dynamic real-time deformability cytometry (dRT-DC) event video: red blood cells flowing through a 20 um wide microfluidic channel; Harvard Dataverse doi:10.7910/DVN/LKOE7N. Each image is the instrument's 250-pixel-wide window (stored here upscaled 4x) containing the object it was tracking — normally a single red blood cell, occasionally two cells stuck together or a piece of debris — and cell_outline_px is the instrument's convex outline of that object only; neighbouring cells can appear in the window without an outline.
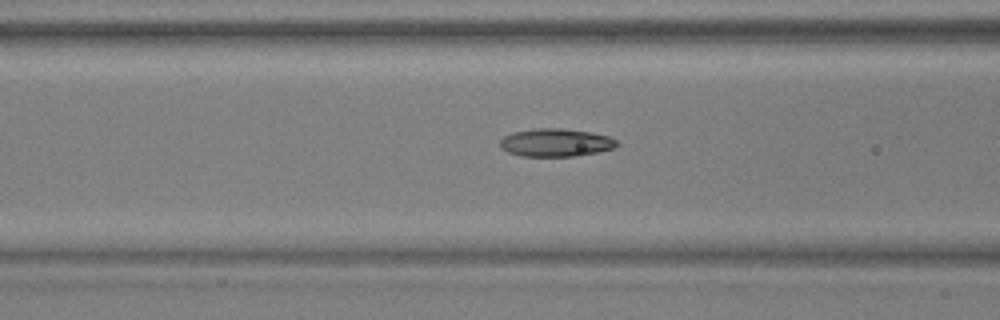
{"species": "common noctule bat (a hibernating species)", "species_latin": "Nyctalus noctula", "temperature_condition": "warm", "stored_images_in_passage": 47, "camera_frame_rate_fps": 3000, "um_per_image_px": 0.085, "animal": {"sex": "male", "body_mass_g": 17.9, "forearm_length_mm": 54.2}, "frame": {"image": 1, "passage_image": 16, "time_ms": 5.0, "image_size_px": [1000, 320], "cell_outline_px": [[620, 144], [612, 148], [596, 152], [576, 156], [520, 156], [508, 152], [500, 148], [500, 140], [504, 136], [512, 132], [536, 128], [560, 128], [592, 132], [608, 136], [616, 140]], "centroid_in_image_um": [47.21, 12.11], "position_along_channel_um": 119.4, "area_um2": 19.07}}
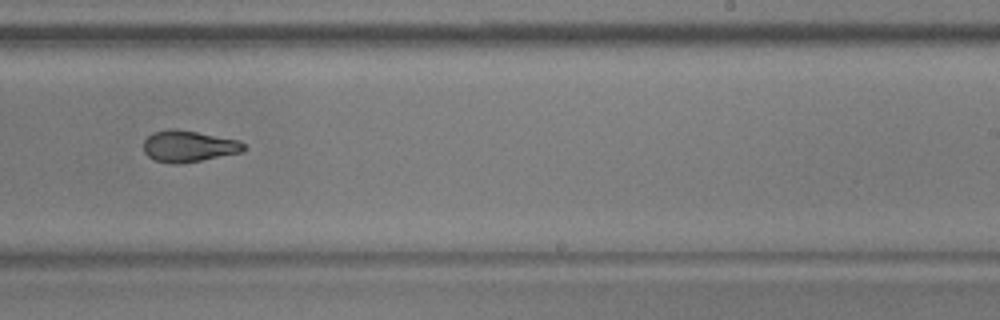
{"frame": {"image": 2, "passage_image": 28, "time_ms": 9.0, "image_size_px": [1000, 320], "cell_outline_px": [[244, 148], [240, 152], [180, 164], [172, 164], [152, 160], [144, 152], [144, 140], [152, 132], [168, 128], [176, 128], [240, 140], [244, 144]], "centroid_in_image_um": [15.97, 12.42], "position_along_channel_um": 273.0, "area_um2": 18.38}}
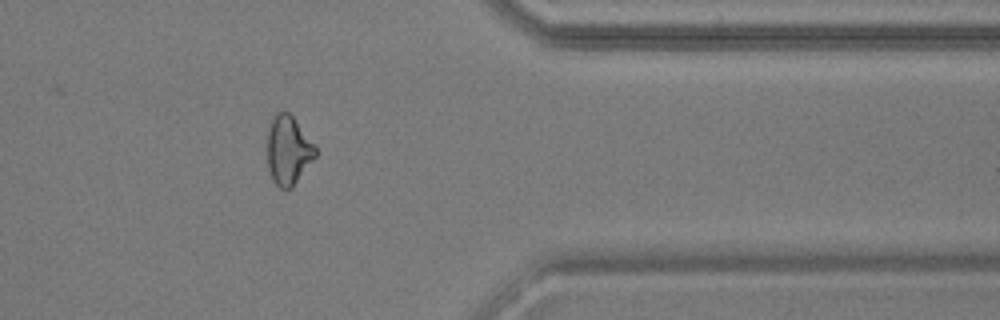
{"frame": {"image": 3, "passage_image": 38, "time_ms": 12.333, "image_size_px": [1000, 320], "cell_outline_px": [[316, 156], [292, 188], [280, 188], [272, 180], [268, 168], [268, 128], [272, 116], [276, 112], [288, 112], [292, 116], [316, 144]], "centroid_in_image_um": [24.51, 12.76], "position_along_channel_um": 386.9, "area_um2": 19.42}, "authors_computed_cell_mechanics": {"area_um2": 18.7272, "velocity_mm_per_s": 3.839, "shape_relaxation_time_tau1_ms": null, "shape_relaxation_time_tau2_ms": 2.6654, "deformation_change_tau1": null, "deformation_change_tau2": 0.0964}}